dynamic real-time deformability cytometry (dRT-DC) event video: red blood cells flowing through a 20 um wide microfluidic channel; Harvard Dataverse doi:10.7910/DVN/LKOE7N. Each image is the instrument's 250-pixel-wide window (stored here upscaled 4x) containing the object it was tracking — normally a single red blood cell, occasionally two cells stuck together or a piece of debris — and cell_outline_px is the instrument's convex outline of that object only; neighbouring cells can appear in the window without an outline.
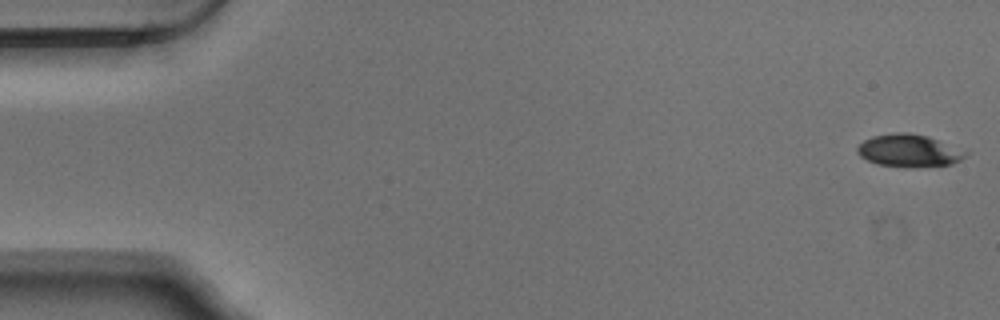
{"species": "Egyptian fruit bat (a non-hibernating species)", "species_latin": "Rousettus aegyptiacus", "temperature_condition": "warm", "stored_images_in_passage": 54, "camera_frame_rate_fps": 3000, "um_per_image_px": 0.085, "animal": {"sex": "male"}, "frame": {"image": 1, "passage_image": 1, "time_ms": 0.0, "image_size_px": [1000, 320], "cell_outline_px": [[968, 152], [960, 160], [952, 164], [880, 164], [868, 160], [860, 156], [856, 152], [856, 148], [864, 140], [872, 136], [892, 132], [908, 132], [928, 136]], "centroid_in_image_um": [77.21, 12.73], "position_along_channel_um": 7.8, "area_um2": 19.42}}
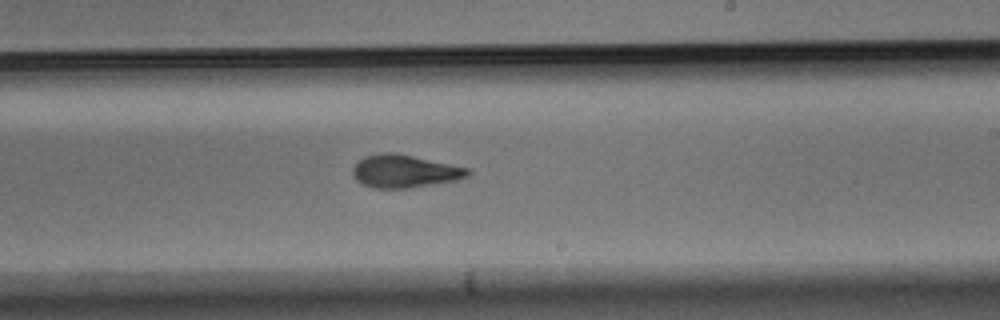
{"frame": {"image": 2, "passage_image": 32, "time_ms": 10.333, "image_size_px": [1000, 320], "cell_outline_px": [[472, 172], [468, 176], [456, 180], [408, 188], [372, 188], [356, 180], [352, 176], [352, 168], [364, 156], [384, 152], [396, 152], [472, 168]], "centroid_in_image_um": [34.42, 14.54], "position_along_channel_um": 254.6, "area_um2": 22.25}}
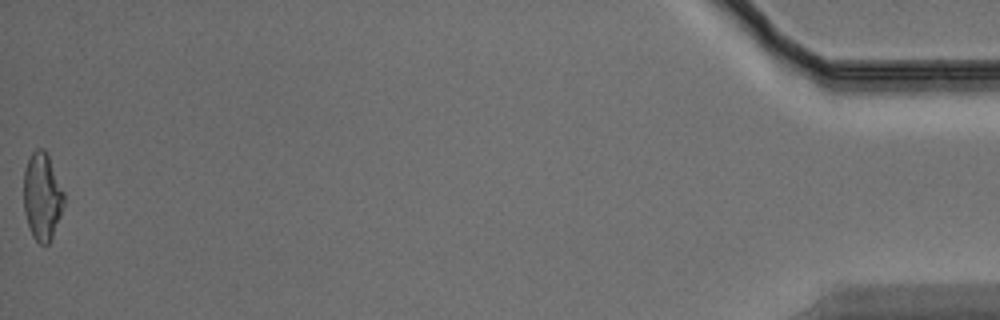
{"frame": {"image": 3, "passage_image": 54, "time_ms": 17.667, "image_size_px": [1000, 320], "cell_outline_px": [[64, 204], [60, 216], [52, 236], [48, 244], [40, 244], [32, 236], [24, 212], [24, 168], [32, 152], [36, 148], [44, 148], [48, 156], [64, 192]], "centroid_in_image_um": [3.57, 16.69], "position_along_channel_um": 431.6, "area_um2": 20.35}, "authors_computed_cell_mechanics": {"area_um2": 21.3282, "velocity_mm_per_s": 3.743, "shape_relaxation_time_tau1_ms": 5.0576, "shape_relaxation_time_tau2_ms": 3.5864, "deformation_change_tau1": 0.1762, "deformation_change_tau2": 0.1032}}